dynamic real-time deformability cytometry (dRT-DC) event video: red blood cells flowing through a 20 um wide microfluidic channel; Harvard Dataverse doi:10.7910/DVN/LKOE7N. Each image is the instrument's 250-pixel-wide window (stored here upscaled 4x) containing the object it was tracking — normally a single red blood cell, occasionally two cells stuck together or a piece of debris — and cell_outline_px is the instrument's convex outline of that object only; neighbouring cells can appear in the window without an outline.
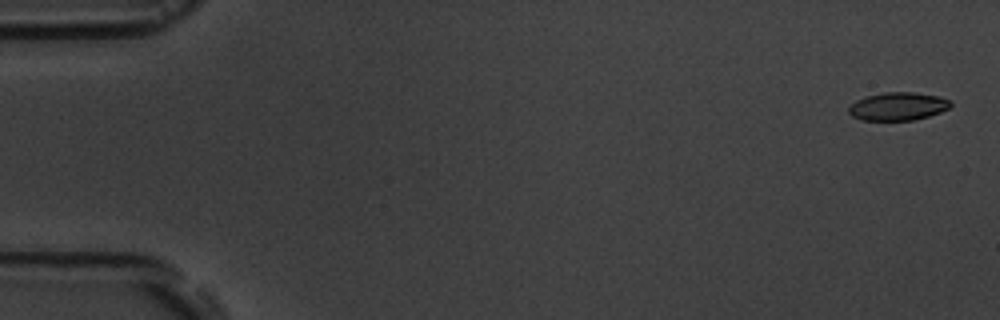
{"species": "common noctule bat (a hibernating species)", "species_latin": "Nyctalus noctula", "temperature_condition": "room temperature", "stored_images_in_passage": 5, "camera_frame_rate_fps": 3000, "um_per_image_px": 0.085, "animal": {"sex": "male", "body_mass_g": 19.5, "forearm_length_mm": 54.6}, "frame": {"image": 1, "passage_image": 1, "time_ms": 0.0, "image_size_px": [1000, 320], "cell_outline_px": [[952, 104], [948, 108], [940, 112], [928, 116], [912, 120], [860, 120], [852, 116], [848, 112], [848, 108], [856, 100], [868, 96], [884, 92], [916, 92], [940, 96], [948, 100]], "centroid_in_image_um": [76.31, 9.03], "position_along_channel_um": 8.7, "area_um2": 16.59}}
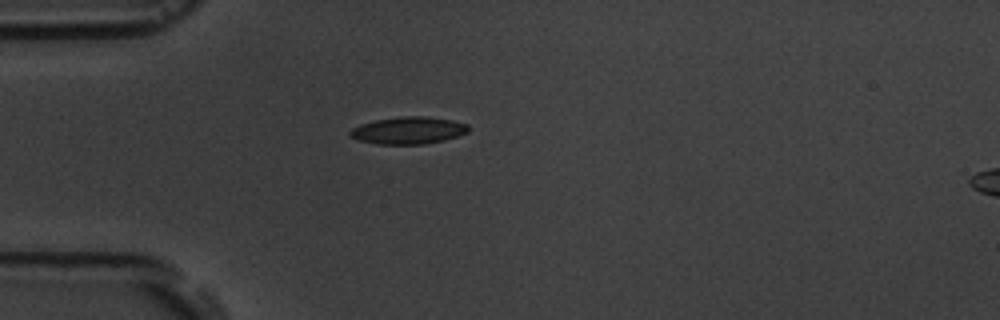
{"frame": {"image": 2, "passage_image": 5, "time_ms": 4.667, "image_size_px": [1000, 320], "cell_outline_px": [[468, 132], [444, 140], [424, 144], [376, 144], [356, 140], [348, 136], [348, 132], [352, 128], [360, 124], [376, 120], [404, 116], [428, 116], [452, 120], [468, 124]], "centroid_in_image_um": [34.67, 11.09], "position_along_channel_um": 50.3, "area_um2": 18.84}}